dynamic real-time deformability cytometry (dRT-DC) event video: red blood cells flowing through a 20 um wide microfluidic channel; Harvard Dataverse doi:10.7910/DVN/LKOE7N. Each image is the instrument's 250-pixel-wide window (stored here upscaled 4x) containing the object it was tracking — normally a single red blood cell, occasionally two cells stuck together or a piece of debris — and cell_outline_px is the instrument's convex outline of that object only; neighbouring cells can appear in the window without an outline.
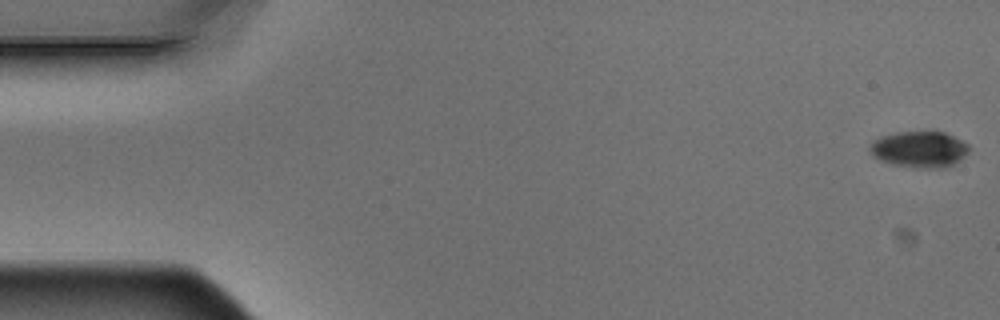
{"species": "Egyptian fruit bat (a non-hibernating species)", "species_latin": "Rousettus aegyptiacus", "temperature_condition": "warm", "stored_images_in_passage": 5, "camera_frame_rate_fps": 3000, "um_per_image_px": 0.085, "animal": {"sex": "male"}, "frame": {"image": 1, "passage_image": 1, "time_ms": 0.0, "image_size_px": [1000, 320], "cell_outline_px": [[968, 152], [960, 160], [944, 168], [924, 168], [892, 164], [872, 156], [868, 148], [872, 140], [896, 132], [944, 132], [968, 144]], "centroid_in_image_um": [78.12, 12.69], "position_along_channel_um": 6.9, "area_um2": 20.69}}
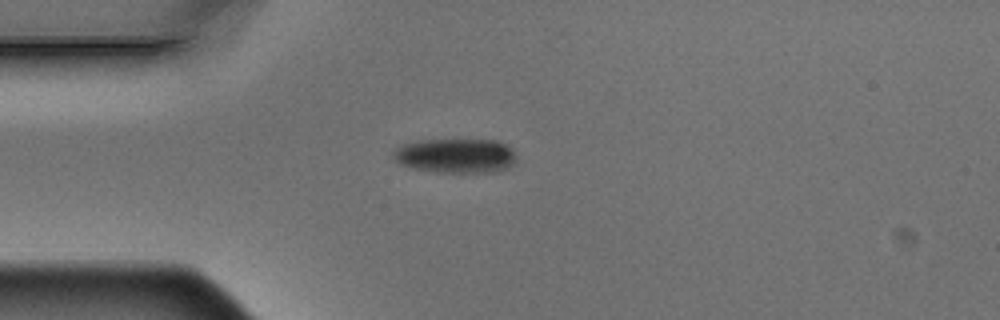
{"frame": {"image": 2, "passage_image": 5, "time_ms": 1.333, "image_size_px": [1000, 320], "cell_outline_px": [[516, 160], [508, 168], [496, 172], [436, 172], [412, 168], [400, 164], [392, 156], [392, 148], [404, 144], [420, 140], [496, 140], [512, 148], [516, 156]], "centroid_in_image_um": [38.71, 13.24], "position_along_channel_um": 46.3, "area_um2": 24.91}}